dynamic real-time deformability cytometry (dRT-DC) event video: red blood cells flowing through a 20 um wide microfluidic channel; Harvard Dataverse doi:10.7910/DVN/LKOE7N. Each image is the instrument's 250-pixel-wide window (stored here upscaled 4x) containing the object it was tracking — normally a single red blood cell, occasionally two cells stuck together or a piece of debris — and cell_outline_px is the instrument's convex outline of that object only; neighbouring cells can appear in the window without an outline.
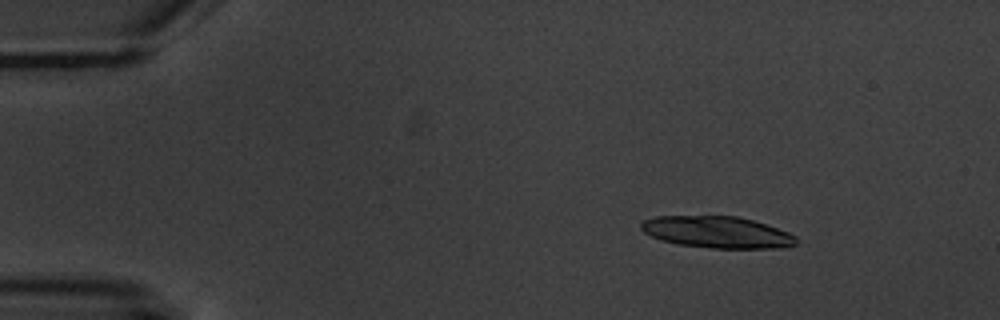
{"species": "common noctule bat (a hibernating species)", "species_latin": "Nyctalus noctula", "temperature_condition": "warm", "stored_images_in_passage": 8, "camera_frame_rate_fps": 3000, "um_per_image_px": 0.085, "animal": {"sex": "male", "body_mass_g": 20.1, "forearm_length_mm": 53.5}, "frame": {"image": 1, "passage_image": 3, "time_ms": 2.333, "image_size_px": [1000, 320], "cell_outline_px": [[796, 244], [780, 248], [712, 248], [676, 244], [660, 240], [644, 232], [640, 228], [640, 224], [644, 220], [656, 216], [736, 216], [752, 220], [788, 232], [796, 236]], "centroid_in_image_um": [60.92, 19.74], "position_along_channel_um": 24.1, "area_um2": 28.5}}